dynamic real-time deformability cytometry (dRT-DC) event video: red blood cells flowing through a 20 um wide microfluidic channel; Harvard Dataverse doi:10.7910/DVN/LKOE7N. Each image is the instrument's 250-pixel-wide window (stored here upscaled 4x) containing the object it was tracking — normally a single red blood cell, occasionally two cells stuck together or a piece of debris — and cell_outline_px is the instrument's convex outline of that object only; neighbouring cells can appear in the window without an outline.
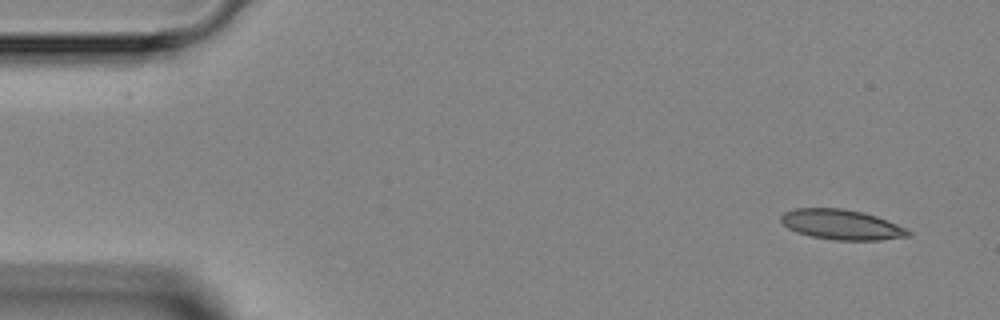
{"species": "Egyptian fruit bat (a non-hibernating species)", "species_latin": "Rousettus aegyptiacus", "temperature_condition": "room temperature", "stored_images_in_passage": 5, "segment_of_instrument_passage": [2, 2], "camera_frame_rate_fps": 3000, "um_per_image_px": 0.085, "animal": {"sex": "female"}, "frame": {"image": 1, "passage_image": 5, "time_ms": 4.667, "image_size_px": [1000, 320], "cell_outline_px": [[912, 236], [880, 240], [836, 240], [812, 236], [796, 232], [788, 228], [780, 220], [780, 216], [784, 212], [796, 208], [844, 208], [864, 212], [876, 216], [908, 228], [912, 232]], "centroid_in_image_um": [71.57, 19.09], "position_along_channel_um": 13.4, "area_um2": 22.48}}